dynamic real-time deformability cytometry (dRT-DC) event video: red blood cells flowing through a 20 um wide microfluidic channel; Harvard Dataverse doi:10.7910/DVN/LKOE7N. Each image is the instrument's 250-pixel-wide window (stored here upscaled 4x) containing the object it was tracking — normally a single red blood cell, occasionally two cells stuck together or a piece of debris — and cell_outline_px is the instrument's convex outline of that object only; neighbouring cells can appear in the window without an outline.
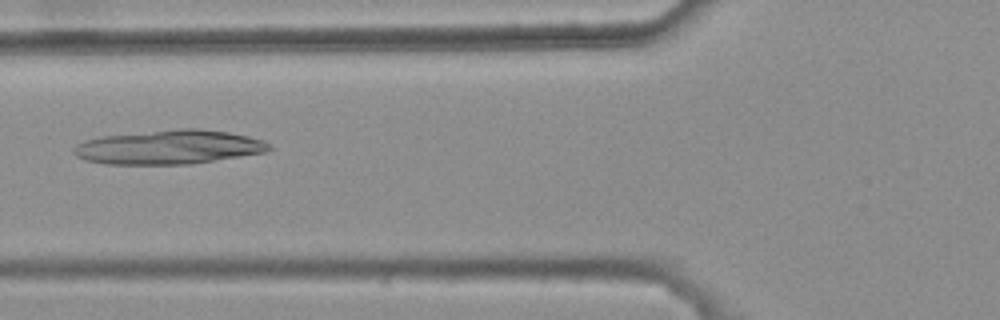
{"species": "common noctule bat (a hibernating species)", "species_latin": "Nyctalus noctula", "temperature_condition": "warm", "stored_images_in_passage": 7, "camera_frame_rate_fps": 3000, "um_per_image_px": 0.085, "animal": {"sex": "female", "body_mass_g": 25.1}, "frame": {"image": 1, "passage_image": 6, "time_ms": 1.667, "image_size_px": [1000, 320], "cell_outline_px": [[272, 148], [264, 152], [192, 164], [104, 164], [84, 160], [76, 156], [72, 152], [72, 148], [76, 144], [84, 140], [100, 136], [180, 128], [200, 128], [228, 132], [248, 136], [264, 140]], "centroid_in_image_um": [14.3, 12.5], "position_along_channel_um": 111.5, "area_um2": 39.02}}
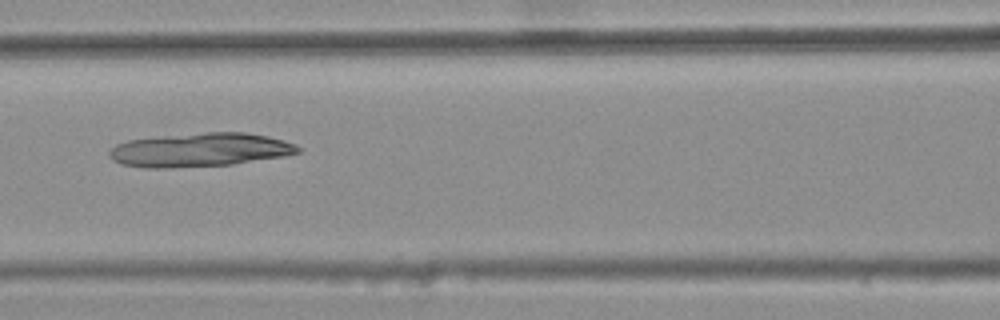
{"frame": {"image": 2, "passage_image": 7, "time_ms": 2.0, "image_size_px": [1000, 320], "cell_outline_px": [[300, 152], [284, 156], [232, 164], [168, 168], [144, 168], [124, 164], [112, 160], [108, 156], [108, 152], [116, 144], [128, 140], [160, 136], [204, 132], [244, 132], [268, 136], [284, 140], [296, 144], [300, 148]], "centroid_in_image_um": [16.99, 12.73], "position_along_channel_um": 149.6, "area_um2": 37.17}}